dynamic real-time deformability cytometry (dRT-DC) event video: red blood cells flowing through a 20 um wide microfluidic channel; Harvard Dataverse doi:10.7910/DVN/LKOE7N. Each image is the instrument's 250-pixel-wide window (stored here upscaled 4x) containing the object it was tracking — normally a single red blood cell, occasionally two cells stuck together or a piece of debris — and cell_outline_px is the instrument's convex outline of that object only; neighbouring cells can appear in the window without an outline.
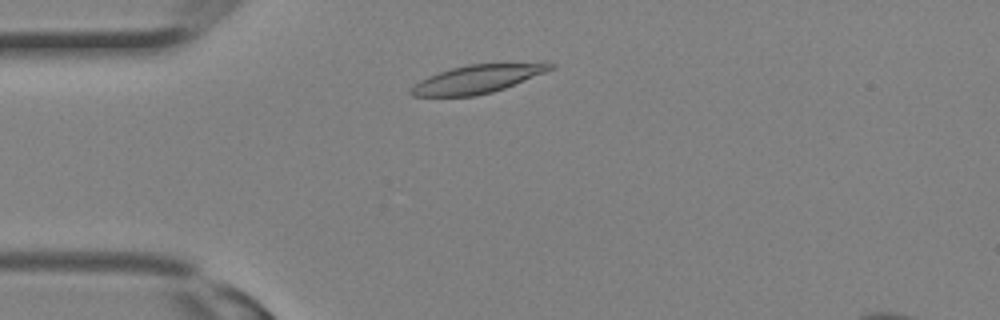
{"species": "Egyptian fruit bat (a non-hibernating species)", "species_latin": "Rousettus aegyptiacus", "temperature_condition": "room temperature", "stored_images_in_passage": 15, "camera_frame_rate_fps": 3000, "um_per_image_px": 0.085, "animal": {"sex": "female"}, "frame": {"image": 1, "passage_image": 4, "time_ms": 1.0, "image_size_px": [1000, 320], "cell_outline_px": [[556, 64], [552, 68], [544, 72], [504, 88], [492, 92], [476, 96], [412, 96], [408, 92], [408, 88], [412, 84], [428, 76], [452, 68], [468, 64]], "centroid_in_image_um": [40.4, 6.75], "position_along_channel_um": 44.6, "area_um2": 22.31}}
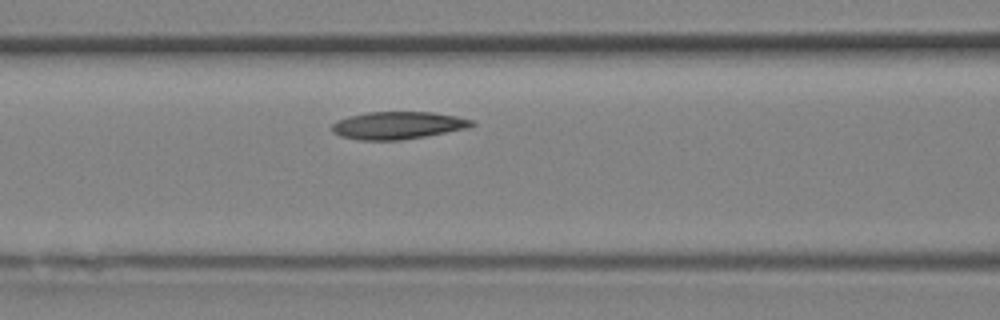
{"frame": {"image": 2, "passage_image": 9, "time_ms": 2.667, "image_size_px": [1000, 320], "cell_outline_px": [[476, 124], [468, 128], [424, 136], [400, 140], [360, 140], [340, 136], [332, 132], [332, 124], [348, 116], [368, 112], [432, 112], [456, 116], [476, 120]], "centroid_in_image_um": [33.84, 10.65], "position_along_channel_um": 132.8, "area_um2": 22.37}}
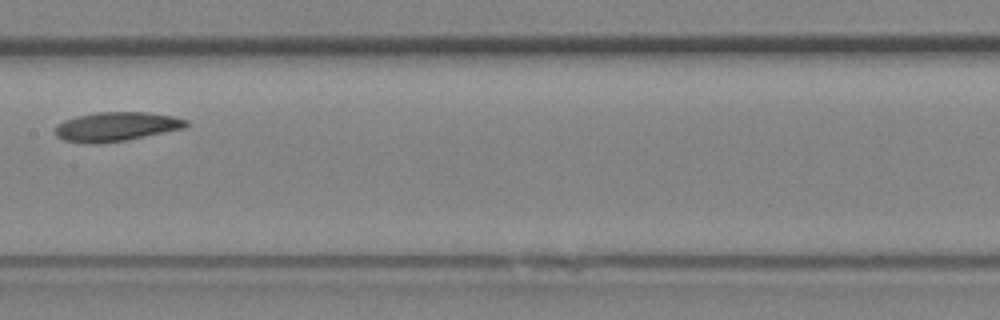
{"frame": {"image": 3, "passage_image": 12, "time_ms": 3.667, "image_size_px": [1000, 320], "cell_outline_px": [[188, 128], [124, 140], [100, 144], [88, 144], [64, 140], [56, 136], [56, 124], [64, 120], [76, 116], [96, 112], [148, 112], [172, 116], [188, 120]], "centroid_in_image_um": [9.89, 10.76], "position_along_channel_um": 197.5, "area_um2": 22.43}}